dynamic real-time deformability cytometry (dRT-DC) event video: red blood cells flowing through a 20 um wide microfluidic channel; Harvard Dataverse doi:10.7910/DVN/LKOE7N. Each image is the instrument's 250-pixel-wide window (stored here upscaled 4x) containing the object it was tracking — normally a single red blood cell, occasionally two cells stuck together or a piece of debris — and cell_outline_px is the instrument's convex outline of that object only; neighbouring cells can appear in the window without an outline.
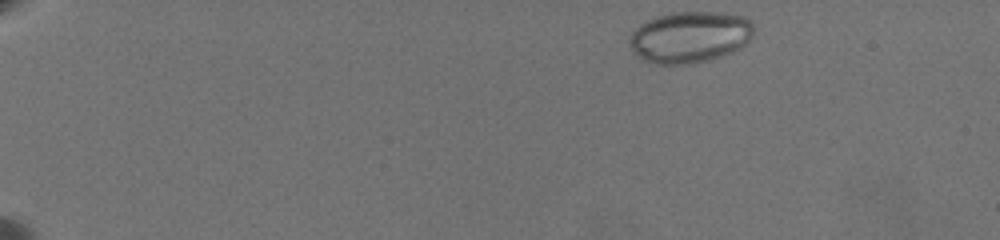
{"species": "common noctule bat (a hibernating species)", "species_latin": "Nyctalus noctula", "temperature_condition": "warm", "stored_images_in_passage": 8, "camera_frame_rate_fps": 3000, "um_per_image_px": 0.085, "animal": {"sex": "female", "body_mass_g": 19.5, "forearm_length_mm": 54.1}, "frame": {"image": 1, "passage_image": 1, "time_ms": 0.0, "image_size_px": [1000, 240], "cell_outline_px": [[752, 36], [740, 48], [732, 52], [708, 60], [692, 64], [656, 64], [644, 60], [628, 44], [628, 40], [632, 32], [640, 24], [656, 16], [672, 12], [720, 12], [744, 16], [752, 20]], "centroid_in_image_um": [58.64, 3.13], "position_along_channel_um": 26.4, "area_um2": 37.22}}